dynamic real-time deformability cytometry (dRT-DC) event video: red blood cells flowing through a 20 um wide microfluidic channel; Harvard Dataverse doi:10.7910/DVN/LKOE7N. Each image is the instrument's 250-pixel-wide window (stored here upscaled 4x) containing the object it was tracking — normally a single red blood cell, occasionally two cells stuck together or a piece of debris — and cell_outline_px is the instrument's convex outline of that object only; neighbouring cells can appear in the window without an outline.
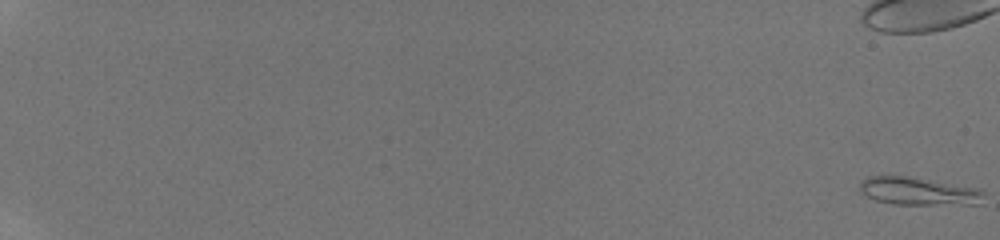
{"species": "human", "species_latin": "Homo sapiens", "temperature_condition": "room temperature", "stored_images_in_passage": 39, "segment_of_instrument_passage": [1, 2], "camera_frame_rate_fps": 3000, "um_per_image_px": 0.085, "donor": {"sex": "male"}, "frame": {"image": 1, "passage_image": 1, "time_ms": 0.0, "image_size_px": [1000, 240], "cell_outline_px": [[984, 192], [980, 204], [892, 204], [876, 200], [860, 192], [860, 180], [868, 176], [908, 176], [980, 188]], "centroid_in_image_um": [78.06, 16.24], "position_along_channel_um": 6.9, "area_um2": 20.11}}